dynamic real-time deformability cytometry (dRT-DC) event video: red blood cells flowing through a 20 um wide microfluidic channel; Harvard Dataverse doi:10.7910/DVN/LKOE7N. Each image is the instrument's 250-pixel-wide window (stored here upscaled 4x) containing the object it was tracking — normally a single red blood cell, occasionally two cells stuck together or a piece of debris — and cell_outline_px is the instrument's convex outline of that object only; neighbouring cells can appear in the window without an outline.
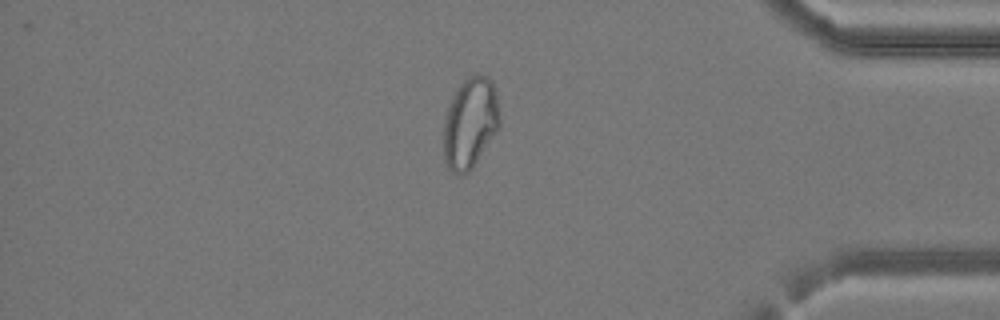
{"species": "common noctule bat (a hibernating species)", "species_latin": "Nyctalus noctula", "temperature_condition": "cold", "stored_images_in_passage": 41, "camera_frame_rate_fps": 3000, "um_per_image_px": 0.085, "animal": {"sex": "female", "body_mass_g": 24.6, "forearm_length_mm": 56.2}, "frame": {"image": 1, "passage_image": 35, "time_ms": 11.333, "image_size_px": [1000, 320], "cell_outline_px": [[500, 128], [472, 168], [464, 176], [456, 176], [448, 168], [444, 160], [444, 116], [452, 96], [460, 84], [464, 80], [476, 72], [488, 76], [492, 80], [496, 92], [500, 116]], "centroid_in_image_um": [39.97, 10.46], "position_along_channel_um": 395.2, "area_um2": 30.29}}